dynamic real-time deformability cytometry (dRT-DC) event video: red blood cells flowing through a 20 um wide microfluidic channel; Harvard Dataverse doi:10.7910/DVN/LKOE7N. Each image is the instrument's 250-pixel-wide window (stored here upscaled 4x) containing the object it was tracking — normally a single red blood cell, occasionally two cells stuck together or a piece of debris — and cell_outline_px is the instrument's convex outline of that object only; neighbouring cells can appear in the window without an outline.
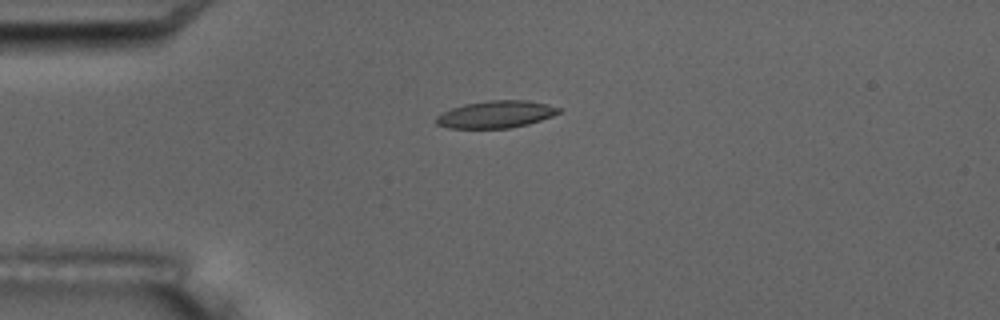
{"species": "common noctule bat (a hibernating species)", "species_latin": "Nyctalus noctula", "temperature_condition": "room temperature", "stored_images_in_passage": 7, "camera_frame_rate_fps": 3000, "um_per_image_px": 0.085, "animal": {"sex": "male", "body_mass_g": 17.5, "forearm_length_mm": 52.3}, "frame": {"image": 1, "passage_image": 5, "time_ms": 4.333, "image_size_px": [1000, 320], "cell_outline_px": [[564, 108], [560, 112], [552, 116], [528, 124], [508, 128], [448, 128], [436, 124], [436, 116], [452, 108], [464, 104], [488, 100], [528, 100], [548, 104]], "centroid_in_image_um": [42.18, 9.71], "position_along_channel_um": 42.8, "area_um2": 19.48}}